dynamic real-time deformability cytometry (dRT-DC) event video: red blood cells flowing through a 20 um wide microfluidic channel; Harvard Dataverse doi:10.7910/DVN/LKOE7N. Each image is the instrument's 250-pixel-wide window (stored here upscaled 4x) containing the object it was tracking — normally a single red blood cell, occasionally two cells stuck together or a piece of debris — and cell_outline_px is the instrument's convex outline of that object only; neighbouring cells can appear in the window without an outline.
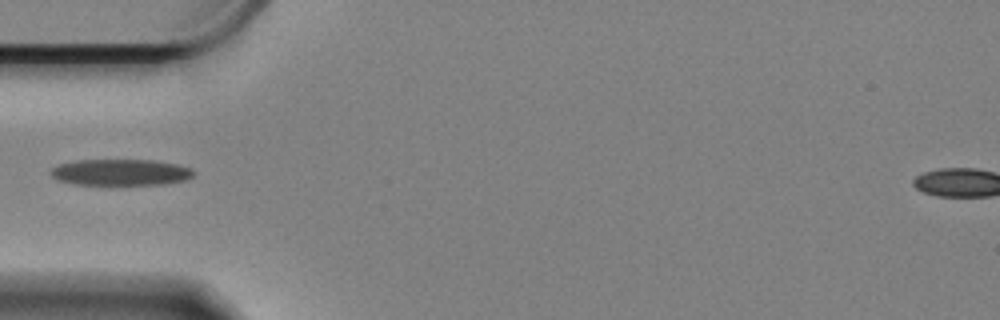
{"species": "Egyptian fruit bat (a non-hibernating species)", "species_latin": "Rousettus aegyptiacus", "temperature_condition": "cold", "stored_images_in_passage": 25, "camera_frame_rate_fps": 3000, "um_per_image_px": 0.085, "animal": {"sex": "female"}, "frame": {"image": 1, "passage_image": 1, "time_ms": 0.0, "image_size_px": [1000, 320], "cell_outline_px": [[192, 176], [184, 180], [164, 184], [120, 188], [72, 184], [56, 180], [52, 176], [52, 168], [60, 164], [80, 160], [152, 160], [176, 164], [188, 168], [192, 172]], "centroid_in_image_um": [10.2, 14.71], "position_along_channel_um": 74.8, "area_um2": 22.77}}
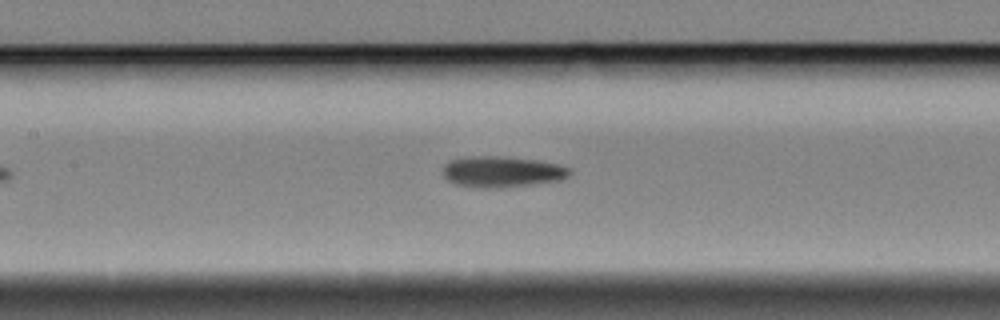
{"frame": {"image": 2, "passage_image": 9, "time_ms": 2.667, "image_size_px": [1000, 320], "cell_outline_px": [[572, 172], [568, 176], [560, 180], [528, 184], [492, 188], [480, 188], [456, 184], [448, 180], [444, 176], [444, 164], [452, 160], [480, 156], [496, 156], [536, 160], [556, 164], [572, 168]], "centroid_in_image_um": [42.69, 14.6], "position_along_channel_um": 164.7, "area_um2": 22.37}}
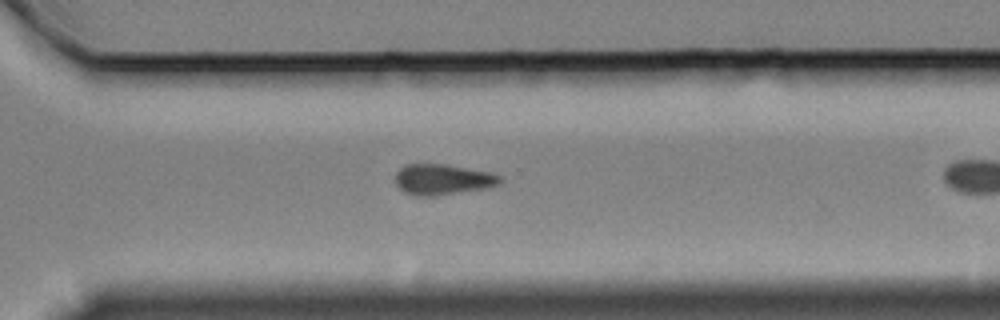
{"frame": {"image": 3, "passage_image": 20, "time_ms": 6.333, "image_size_px": [1000, 320], "cell_outline_px": [[500, 184], [488, 188], [436, 196], [416, 196], [404, 192], [396, 184], [396, 172], [404, 164], [444, 164], [488, 172], [500, 176]], "centroid_in_image_um": [37.6, 15.26], "position_along_channel_um": 333.0, "area_um2": 18.67}}